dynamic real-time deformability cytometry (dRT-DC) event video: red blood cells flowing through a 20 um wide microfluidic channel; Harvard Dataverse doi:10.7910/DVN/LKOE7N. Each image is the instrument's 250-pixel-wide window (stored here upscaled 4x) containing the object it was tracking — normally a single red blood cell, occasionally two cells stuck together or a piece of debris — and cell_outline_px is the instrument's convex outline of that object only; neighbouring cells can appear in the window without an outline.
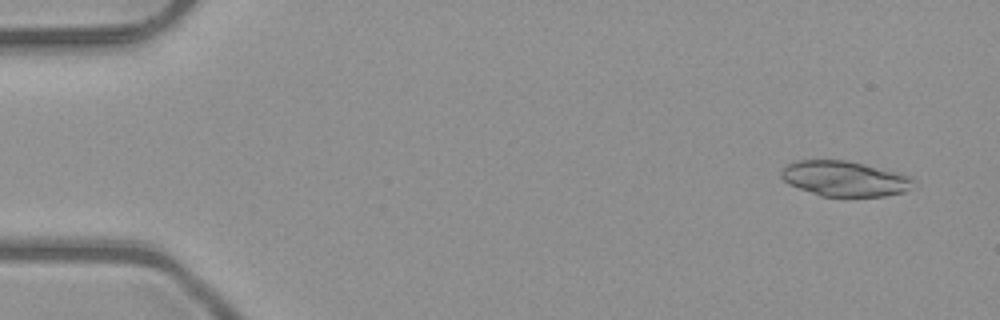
{"species": "common noctule bat (a hibernating species)", "species_latin": "Nyctalus noctula", "temperature_condition": "room temperature", "stored_images_in_passage": 16, "camera_frame_rate_fps": 3000, "um_per_image_px": 0.085, "animal": {"sex": "male", "body_mass_g": 23.1, "forearm_length_mm": 52.7}, "frame": {"image": 1, "passage_image": 4, "time_ms": 1.0, "image_size_px": [1000, 320], "cell_outline_px": [[920, 184], [904, 192], [884, 196], [820, 196], [788, 184], [780, 176], [780, 172], [784, 164], [796, 160], [848, 160], [896, 172], [908, 176], [916, 180]], "centroid_in_image_um": [71.8, 15.18], "position_along_channel_um": 13.2, "area_um2": 27.51}}